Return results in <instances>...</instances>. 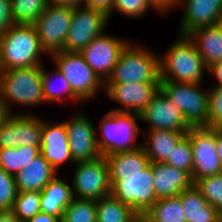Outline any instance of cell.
Here are the masks:
<instances>
[{
    "label": "cell",
    "mask_w": 222,
    "mask_h": 222,
    "mask_svg": "<svg viewBox=\"0 0 222 222\" xmlns=\"http://www.w3.org/2000/svg\"><path fill=\"white\" fill-rule=\"evenodd\" d=\"M44 51L34 24H14L0 35V66L3 71L42 66Z\"/></svg>",
    "instance_id": "cell-1"
},
{
    "label": "cell",
    "mask_w": 222,
    "mask_h": 222,
    "mask_svg": "<svg viewBox=\"0 0 222 222\" xmlns=\"http://www.w3.org/2000/svg\"><path fill=\"white\" fill-rule=\"evenodd\" d=\"M179 37L159 57L160 81L201 83L203 71L208 68L188 35Z\"/></svg>",
    "instance_id": "cell-2"
},
{
    "label": "cell",
    "mask_w": 222,
    "mask_h": 222,
    "mask_svg": "<svg viewBox=\"0 0 222 222\" xmlns=\"http://www.w3.org/2000/svg\"><path fill=\"white\" fill-rule=\"evenodd\" d=\"M11 102L24 106L45 104L42 66L15 68L3 71L0 105L5 113L12 114Z\"/></svg>",
    "instance_id": "cell-3"
},
{
    "label": "cell",
    "mask_w": 222,
    "mask_h": 222,
    "mask_svg": "<svg viewBox=\"0 0 222 222\" xmlns=\"http://www.w3.org/2000/svg\"><path fill=\"white\" fill-rule=\"evenodd\" d=\"M139 114L109 111L100 121L102 136H97V145L102 156L136 150L137 136L142 130L137 125Z\"/></svg>",
    "instance_id": "cell-4"
},
{
    "label": "cell",
    "mask_w": 222,
    "mask_h": 222,
    "mask_svg": "<svg viewBox=\"0 0 222 222\" xmlns=\"http://www.w3.org/2000/svg\"><path fill=\"white\" fill-rule=\"evenodd\" d=\"M128 42L105 83L160 82L159 55Z\"/></svg>",
    "instance_id": "cell-5"
},
{
    "label": "cell",
    "mask_w": 222,
    "mask_h": 222,
    "mask_svg": "<svg viewBox=\"0 0 222 222\" xmlns=\"http://www.w3.org/2000/svg\"><path fill=\"white\" fill-rule=\"evenodd\" d=\"M199 87L200 83L160 81V89L182 112L191 128L208 127L209 91Z\"/></svg>",
    "instance_id": "cell-6"
},
{
    "label": "cell",
    "mask_w": 222,
    "mask_h": 222,
    "mask_svg": "<svg viewBox=\"0 0 222 222\" xmlns=\"http://www.w3.org/2000/svg\"><path fill=\"white\" fill-rule=\"evenodd\" d=\"M54 64L69 82L72 92L80 100L95 98L105 83L86 63L80 52L62 51L52 55Z\"/></svg>",
    "instance_id": "cell-7"
},
{
    "label": "cell",
    "mask_w": 222,
    "mask_h": 222,
    "mask_svg": "<svg viewBox=\"0 0 222 222\" xmlns=\"http://www.w3.org/2000/svg\"><path fill=\"white\" fill-rule=\"evenodd\" d=\"M153 180L150 162L140 174L122 175V180H110L111 194L129 205L141 218L157 201Z\"/></svg>",
    "instance_id": "cell-8"
},
{
    "label": "cell",
    "mask_w": 222,
    "mask_h": 222,
    "mask_svg": "<svg viewBox=\"0 0 222 222\" xmlns=\"http://www.w3.org/2000/svg\"><path fill=\"white\" fill-rule=\"evenodd\" d=\"M73 7L48 4L34 23L44 53L64 51L65 40L71 26Z\"/></svg>",
    "instance_id": "cell-9"
},
{
    "label": "cell",
    "mask_w": 222,
    "mask_h": 222,
    "mask_svg": "<svg viewBox=\"0 0 222 222\" xmlns=\"http://www.w3.org/2000/svg\"><path fill=\"white\" fill-rule=\"evenodd\" d=\"M75 164L77 167L72 181L74 197L97 201L111 194L109 165L105 156Z\"/></svg>",
    "instance_id": "cell-10"
},
{
    "label": "cell",
    "mask_w": 222,
    "mask_h": 222,
    "mask_svg": "<svg viewBox=\"0 0 222 222\" xmlns=\"http://www.w3.org/2000/svg\"><path fill=\"white\" fill-rule=\"evenodd\" d=\"M108 14L85 5L73 8L64 51L81 52L94 38L106 33Z\"/></svg>",
    "instance_id": "cell-11"
},
{
    "label": "cell",
    "mask_w": 222,
    "mask_h": 222,
    "mask_svg": "<svg viewBox=\"0 0 222 222\" xmlns=\"http://www.w3.org/2000/svg\"><path fill=\"white\" fill-rule=\"evenodd\" d=\"M190 138L193 154L192 181L222 173V166L216 147V129L209 127L190 128L186 134Z\"/></svg>",
    "instance_id": "cell-12"
},
{
    "label": "cell",
    "mask_w": 222,
    "mask_h": 222,
    "mask_svg": "<svg viewBox=\"0 0 222 222\" xmlns=\"http://www.w3.org/2000/svg\"><path fill=\"white\" fill-rule=\"evenodd\" d=\"M128 42L122 38L102 34L94 38L80 53L86 63L105 83Z\"/></svg>",
    "instance_id": "cell-13"
},
{
    "label": "cell",
    "mask_w": 222,
    "mask_h": 222,
    "mask_svg": "<svg viewBox=\"0 0 222 222\" xmlns=\"http://www.w3.org/2000/svg\"><path fill=\"white\" fill-rule=\"evenodd\" d=\"M139 117L141 121L149 124L150 131L188 132L191 128L182 112L160 88L152 97L151 102L139 113Z\"/></svg>",
    "instance_id": "cell-14"
},
{
    "label": "cell",
    "mask_w": 222,
    "mask_h": 222,
    "mask_svg": "<svg viewBox=\"0 0 222 222\" xmlns=\"http://www.w3.org/2000/svg\"><path fill=\"white\" fill-rule=\"evenodd\" d=\"M70 152L75 162L95 160L102 156L97 145L95 126L80 112L65 121Z\"/></svg>",
    "instance_id": "cell-15"
},
{
    "label": "cell",
    "mask_w": 222,
    "mask_h": 222,
    "mask_svg": "<svg viewBox=\"0 0 222 222\" xmlns=\"http://www.w3.org/2000/svg\"><path fill=\"white\" fill-rule=\"evenodd\" d=\"M159 88L160 82L105 83L103 91L125 107L112 111L139 114Z\"/></svg>",
    "instance_id": "cell-16"
},
{
    "label": "cell",
    "mask_w": 222,
    "mask_h": 222,
    "mask_svg": "<svg viewBox=\"0 0 222 222\" xmlns=\"http://www.w3.org/2000/svg\"><path fill=\"white\" fill-rule=\"evenodd\" d=\"M184 2V14L179 24V35H188L193 30L219 24L222 19V0H179Z\"/></svg>",
    "instance_id": "cell-17"
},
{
    "label": "cell",
    "mask_w": 222,
    "mask_h": 222,
    "mask_svg": "<svg viewBox=\"0 0 222 222\" xmlns=\"http://www.w3.org/2000/svg\"><path fill=\"white\" fill-rule=\"evenodd\" d=\"M40 153L56 171L64 162L75 163L70 152L64 121L52 125L42 120Z\"/></svg>",
    "instance_id": "cell-18"
},
{
    "label": "cell",
    "mask_w": 222,
    "mask_h": 222,
    "mask_svg": "<svg viewBox=\"0 0 222 222\" xmlns=\"http://www.w3.org/2000/svg\"><path fill=\"white\" fill-rule=\"evenodd\" d=\"M152 172L157 200L179 196L194 185L188 172L165 163H152Z\"/></svg>",
    "instance_id": "cell-19"
},
{
    "label": "cell",
    "mask_w": 222,
    "mask_h": 222,
    "mask_svg": "<svg viewBox=\"0 0 222 222\" xmlns=\"http://www.w3.org/2000/svg\"><path fill=\"white\" fill-rule=\"evenodd\" d=\"M57 171L40 153L15 176L18 191L41 192Z\"/></svg>",
    "instance_id": "cell-20"
},
{
    "label": "cell",
    "mask_w": 222,
    "mask_h": 222,
    "mask_svg": "<svg viewBox=\"0 0 222 222\" xmlns=\"http://www.w3.org/2000/svg\"><path fill=\"white\" fill-rule=\"evenodd\" d=\"M207 68L222 61V26L208 25L188 34Z\"/></svg>",
    "instance_id": "cell-21"
},
{
    "label": "cell",
    "mask_w": 222,
    "mask_h": 222,
    "mask_svg": "<svg viewBox=\"0 0 222 222\" xmlns=\"http://www.w3.org/2000/svg\"><path fill=\"white\" fill-rule=\"evenodd\" d=\"M73 199L72 187L56 175L41 191V212L61 220L65 208Z\"/></svg>",
    "instance_id": "cell-22"
},
{
    "label": "cell",
    "mask_w": 222,
    "mask_h": 222,
    "mask_svg": "<svg viewBox=\"0 0 222 222\" xmlns=\"http://www.w3.org/2000/svg\"><path fill=\"white\" fill-rule=\"evenodd\" d=\"M179 197L187 222H222L220 212L206 201L195 185L184 190Z\"/></svg>",
    "instance_id": "cell-23"
},
{
    "label": "cell",
    "mask_w": 222,
    "mask_h": 222,
    "mask_svg": "<svg viewBox=\"0 0 222 222\" xmlns=\"http://www.w3.org/2000/svg\"><path fill=\"white\" fill-rule=\"evenodd\" d=\"M105 158L109 165L110 180H122V175L140 174L150 164L142 147L114 153Z\"/></svg>",
    "instance_id": "cell-24"
},
{
    "label": "cell",
    "mask_w": 222,
    "mask_h": 222,
    "mask_svg": "<svg viewBox=\"0 0 222 222\" xmlns=\"http://www.w3.org/2000/svg\"><path fill=\"white\" fill-rule=\"evenodd\" d=\"M148 131L146 144L141 147L152 163H164L170 158L176 144L188 133L172 130Z\"/></svg>",
    "instance_id": "cell-25"
},
{
    "label": "cell",
    "mask_w": 222,
    "mask_h": 222,
    "mask_svg": "<svg viewBox=\"0 0 222 222\" xmlns=\"http://www.w3.org/2000/svg\"><path fill=\"white\" fill-rule=\"evenodd\" d=\"M97 222H140V216L112 194L96 201Z\"/></svg>",
    "instance_id": "cell-26"
},
{
    "label": "cell",
    "mask_w": 222,
    "mask_h": 222,
    "mask_svg": "<svg viewBox=\"0 0 222 222\" xmlns=\"http://www.w3.org/2000/svg\"><path fill=\"white\" fill-rule=\"evenodd\" d=\"M179 196L157 200L141 217L142 222H187Z\"/></svg>",
    "instance_id": "cell-27"
},
{
    "label": "cell",
    "mask_w": 222,
    "mask_h": 222,
    "mask_svg": "<svg viewBox=\"0 0 222 222\" xmlns=\"http://www.w3.org/2000/svg\"><path fill=\"white\" fill-rule=\"evenodd\" d=\"M40 154V146L0 148V167L16 176L30 161Z\"/></svg>",
    "instance_id": "cell-28"
},
{
    "label": "cell",
    "mask_w": 222,
    "mask_h": 222,
    "mask_svg": "<svg viewBox=\"0 0 222 222\" xmlns=\"http://www.w3.org/2000/svg\"><path fill=\"white\" fill-rule=\"evenodd\" d=\"M16 148L19 146H40L42 119L33 114H15Z\"/></svg>",
    "instance_id": "cell-29"
},
{
    "label": "cell",
    "mask_w": 222,
    "mask_h": 222,
    "mask_svg": "<svg viewBox=\"0 0 222 222\" xmlns=\"http://www.w3.org/2000/svg\"><path fill=\"white\" fill-rule=\"evenodd\" d=\"M53 76L55 80L61 83L60 88L57 87L58 85L54 84L55 82L52 81L49 73L45 71L44 67H42L43 95L46 103L52 104L53 102L54 104L64 101L66 102V96L75 102H81L72 92L69 82L57 68L56 72L54 71Z\"/></svg>",
    "instance_id": "cell-30"
},
{
    "label": "cell",
    "mask_w": 222,
    "mask_h": 222,
    "mask_svg": "<svg viewBox=\"0 0 222 222\" xmlns=\"http://www.w3.org/2000/svg\"><path fill=\"white\" fill-rule=\"evenodd\" d=\"M48 5V0H11L15 24H34Z\"/></svg>",
    "instance_id": "cell-31"
},
{
    "label": "cell",
    "mask_w": 222,
    "mask_h": 222,
    "mask_svg": "<svg viewBox=\"0 0 222 222\" xmlns=\"http://www.w3.org/2000/svg\"><path fill=\"white\" fill-rule=\"evenodd\" d=\"M61 222H97L96 201L74 197L65 208Z\"/></svg>",
    "instance_id": "cell-32"
},
{
    "label": "cell",
    "mask_w": 222,
    "mask_h": 222,
    "mask_svg": "<svg viewBox=\"0 0 222 222\" xmlns=\"http://www.w3.org/2000/svg\"><path fill=\"white\" fill-rule=\"evenodd\" d=\"M40 199L41 192L18 191L11 210L21 222H26L41 212Z\"/></svg>",
    "instance_id": "cell-33"
},
{
    "label": "cell",
    "mask_w": 222,
    "mask_h": 222,
    "mask_svg": "<svg viewBox=\"0 0 222 222\" xmlns=\"http://www.w3.org/2000/svg\"><path fill=\"white\" fill-rule=\"evenodd\" d=\"M194 185L206 201L222 215V173L201 178Z\"/></svg>",
    "instance_id": "cell-34"
},
{
    "label": "cell",
    "mask_w": 222,
    "mask_h": 222,
    "mask_svg": "<svg viewBox=\"0 0 222 222\" xmlns=\"http://www.w3.org/2000/svg\"><path fill=\"white\" fill-rule=\"evenodd\" d=\"M165 164L182 169L192 175L193 154L190 138L185 135L174 147Z\"/></svg>",
    "instance_id": "cell-35"
},
{
    "label": "cell",
    "mask_w": 222,
    "mask_h": 222,
    "mask_svg": "<svg viewBox=\"0 0 222 222\" xmlns=\"http://www.w3.org/2000/svg\"><path fill=\"white\" fill-rule=\"evenodd\" d=\"M15 176L0 167V210H11L17 196Z\"/></svg>",
    "instance_id": "cell-36"
},
{
    "label": "cell",
    "mask_w": 222,
    "mask_h": 222,
    "mask_svg": "<svg viewBox=\"0 0 222 222\" xmlns=\"http://www.w3.org/2000/svg\"><path fill=\"white\" fill-rule=\"evenodd\" d=\"M208 127L222 129V87L209 89Z\"/></svg>",
    "instance_id": "cell-37"
},
{
    "label": "cell",
    "mask_w": 222,
    "mask_h": 222,
    "mask_svg": "<svg viewBox=\"0 0 222 222\" xmlns=\"http://www.w3.org/2000/svg\"><path fill=\"white\" fill-rule=\"evenodd\" d=\"M150 5L147 0H114L111 11L108 13L110 19L112 11L117 10L125 16L138 18L143 16L144 13L150 9Z\"/></svg>",
    "instance_id": "cell-38"
},
{
    "label": "cell",
    "mask_w": 222,
    "mask_h": 222,
    "mask_svg": "<svg viewBox=\"0 0 222 222\" xmlns=\"http://www.w3.org/2000/svg\"><path fill=\"white\" fill-rule=\"evenodd\" d=\"M0 148H16L15 114L6 113L0 121Z\"/></svg>",
    "instance_id": "cell-39"
},
{
    "label": "cell",
    "mask_w": 222,
    "mask_h": 222,
    "mask_svg": "<svg viewBox=\"0 0 222 222\" xmlns=\"http://www.w3.org/2000/svg\"><path fill=\"white\" fill-rule=\"evenodd\" d=\"M14 24L11 0H0V35L4 34Z\"/></svg>",
    "instance_id": "cell-40"
},
{
    "label": "cell",
    "mask_w": 222,
    "mask_h": 222,
    "mask_svg": "<svg viewBox=\"0 0 222 222\" xmlns=\"http://www.w3.org/2000/svg\"><path fill=\"white\" fill-rule=\"evenodd\" d=\"M147 2L151 8L153 7L162 14L168 12L169 9L171 10L179 6V0H147Z\"/></svg>",
    "instance_id": "cell-41"
},
{
    "label": "cell",
    "mask_w": 222,
    "mask_h": 222,
    "mask_svg": "<svg viewBox=\"0 0 222 222\" xmlns=\"http://www.w3.org/2000/svg\"><path fill=\"white\" fill-rule=\"evenodd\" d=\"M114 4V0H84V5L92 8H96L109 13Z\"/></svg>",
    "instance_id": "cell-42"
},
{
    "label": "cell",
    "mask_w": 222,
    "mask_h": 222,
    "mask_svg": "<svg viewBox=\"0 0 222 222\" xmlns=\"http://www.w3.org/2000/svg\"><path fill=\"white\" fill-rule=\"evenodd\" d=\"M26 222H61V220L58 217L39 212Z\"/></svg>",
    "instance_id": "cell-43"
},
{
    "label": "cell",
    "mask_w": 222,
    "mask_h": 222,
    "mask_svg": "<svg viewBox=\"0 0 222 222\" xmlns=\"http://www.w3.org/2000/svg\"><path fill=\"white\" fill-rule=\"evenodd\" d=\"M212 76L214 75L218 81L216 87H222V61L216 64H213L208 70Z\"/></svg>",
    "instance_id": "cell-44"
},
{
    "label": "cell",
    "mask_w": 222,
    "mask_h": 222,
    "mask_svg": "<svg viewBox=\"0 0 222 222\" xmlns=\"http://www.w3.org/2000/svg\"><path fill=\"white\" fill-rule=\"evenodd\" d=\"M48 4L77 7L84 5V0H48Z\"/></svg>",
    "instance_id": "cell-45"
},
{
    "label": "cell",
    "mask_w": 222,
    "mask_h": 222,
    "mask_svg": "<svg viewBox=\"0 0 222 222\" xmlns=\"http://www.w3.org/2000/svg\"><path fill=\"white\" fill-rule=\"evenodd\" d=\"M0 222H21L12 210H0Z\"/></svg>",
    "instance_id": "cell-46"
},
{
    "label": "cell",
    "mask_w": 222,
    "mask_h": 222,
    "mask_svg": "<svg viewBox=\"0 0 222 222\" xmlns=\"http://www.w3.org/2000/svg\"><path fill=\"white\" fill-rule=\"evenodd\" d=\"M216 147L218 157L222 166V129H216Z\"/></svg>",
    "instance_id": "cell-47"
},
{
    "label": "cell",
    "mask_w": 222,
    "mask_h": 222,
    "mask_svg": "<svg viewBox=\"0 0 222 222\" xmlns=\"http://www.w3.org/2000/svg\"><path fill=\"white\" fill-rule=\"evenodd\" d=\"M5 111L2 109L1 105H0V121L2 120V118L4 117L5 115Z\"/></svg>",
    "instance_id": "cell-48"
},
{
    "label": "cell",
    "mask_w": 222,
    "mask_h": 222,
    "mask_svg": "<svg viewBox=\"0 0 222 222\" xmlns=\"http://www.w3.org/2000/svg\"><path fill=\"white\" fill-rule=\"evenodd\" d=\"M2 73H3V70H2V68H1V66H0V89H1V78H2Z\"/></svg>",
    "instance_id": "cell-49"
}]
</instances>
